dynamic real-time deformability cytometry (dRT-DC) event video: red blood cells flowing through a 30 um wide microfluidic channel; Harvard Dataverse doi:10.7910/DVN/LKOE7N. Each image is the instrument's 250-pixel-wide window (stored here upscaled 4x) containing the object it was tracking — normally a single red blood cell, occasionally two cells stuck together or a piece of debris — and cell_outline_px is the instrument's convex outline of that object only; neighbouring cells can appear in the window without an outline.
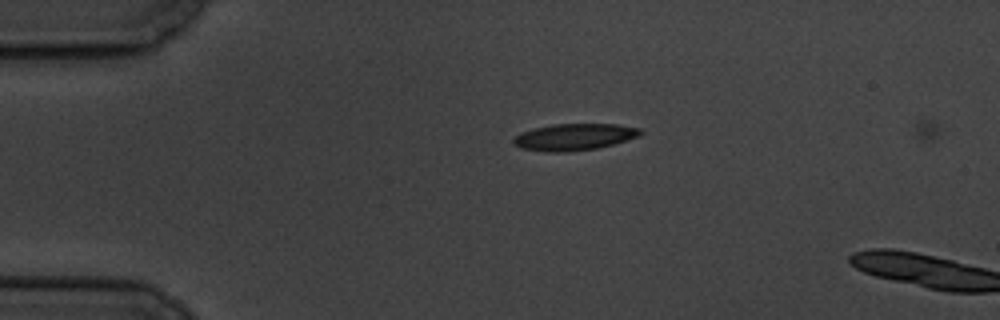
{"species": "common noctule bat (a hibernating species)", "species_latin": "Nyctalus noctula", "temperature_condition": "cold", "stored_images_in_passage": 6, "camera_frame_rate_fps": 3000, "um_per_image_px": 0.085, "animal": {"sex": "male", "body_mass_g": 19.5, "forearm_length_mm": 54.6}, "frame": {"image": 1, "passage_image": 4, "time_ms": 3.333, "image_size_px": [1000, 320], "cell_outline_px": [[644, 132], [640, 136], [612, 144], [596, 148], [568, 152], [544, 152], [520, 148], [512, 144], [512, 140], [520, 132], [552, 124], [620, 124], [640, 128]], "centroid_in_image_um": [48.8, 11.64], "position_along_channel_um": 36.2, "area_um2": 19.88}}